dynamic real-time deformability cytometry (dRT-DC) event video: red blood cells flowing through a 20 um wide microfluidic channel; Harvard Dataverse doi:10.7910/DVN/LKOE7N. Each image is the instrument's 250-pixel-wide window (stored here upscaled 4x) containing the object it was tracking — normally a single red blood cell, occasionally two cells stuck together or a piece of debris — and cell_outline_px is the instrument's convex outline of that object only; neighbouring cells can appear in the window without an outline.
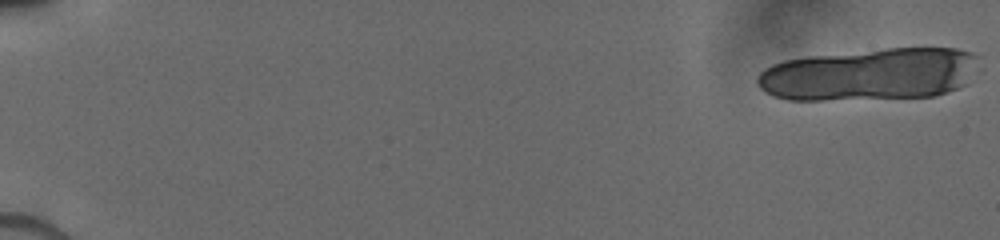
{"species": "human", "species_latin": "Homo sapiens", "temperature_condition": "cold", "stored_images_in_passage": 40, "camera_frame_rate_fps": 3000, "um_per_image_px": 0.085, "donor": {"sex": "male"}, "frame": {"image": 1, "passage_image": 1, "time_ms": 0.0, "image_size_px": [1000, 240], "cell_outline_px": [[980, 56], [964, 84], [956, 88], [936, 96], [824, 100], [788, 100], [772, 96], [764, 92], [756, 84], [756, 76], [764, 68], [772, 64], [784, 60], [812, 56], [888, 48], [956, 48], [972, 52]], "centroid_in_image_um": [73.86, 6.32], "position_along_channel_um": 11.1, "area_um2": 67.39}}
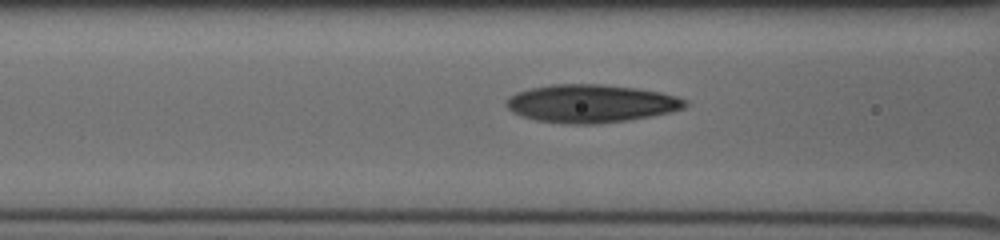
{"frame": {"image": 2, "passage_image": 32, "time_ms": 6.667, "image_size_px": [1000, 240], "cell_outline_px": [[688, 104], [684, 108], [668, 112], [628, 120], [596, 124], [564, 124], [536, 120], [520, 116], [512, 112], [504, 104], [504, 100], [508, 96], [516, 92], [532, 88], [552, 84], [600, 84], [636, 88], [660, 92], [676, 96], [688, 100]], "centroid_in_image_um": [50.18, 8.8], "position_along_channel_um": 116.4, "area_um2": 39.77}}
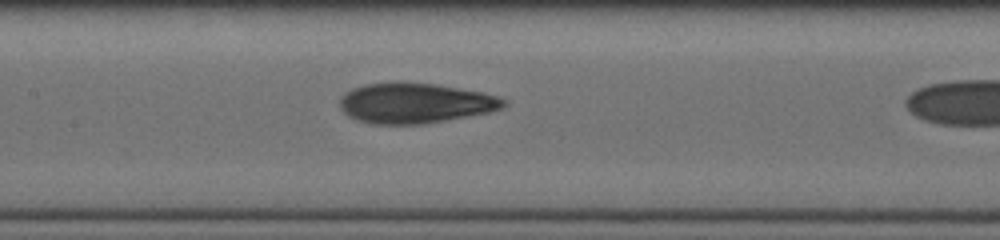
{"frame": {"image": 3, "passage_image": 38, "time_ms": 8.0, "image_size_px": [1000, 240], "cell_outline_px": [[508, 104], [504, 108], [488, 112], [468, 116], [424, 124], [372, 124], [356, 120], [348, 116], [340, 108], [340, 96], [344, 92], [352, 88], [364, 84], [436, 84], [484, 92], [508, 100]], "centroid_in_image_um": [35.3, 8.79], "position_along_channel_um": 172.1, "area_um2": 38.15}}